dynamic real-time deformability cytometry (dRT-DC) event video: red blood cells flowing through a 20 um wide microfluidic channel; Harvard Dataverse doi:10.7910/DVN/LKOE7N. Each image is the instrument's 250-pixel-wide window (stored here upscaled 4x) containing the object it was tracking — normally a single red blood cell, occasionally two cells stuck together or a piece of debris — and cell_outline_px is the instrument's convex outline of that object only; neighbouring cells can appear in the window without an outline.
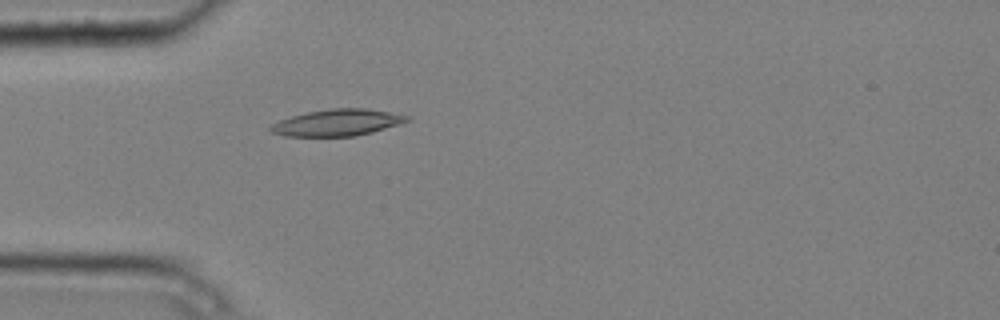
{"species": "common noctule bat (a hibernating species)", "species_latin": "Nyctalus noctula", "temperature_condition": "cold", "stored_images_in_passage": 3, "camera_frame_rate_fps": 3000, "um_per_image_px": 0.085, "animal": {"sex": "male", "body_mass_g": 20.4}, "frame": {"image": 1, "passage_image": 3, "time_ms": 0.667, "image_size_px": [1000, 320], "cell_outline_px": [[408, 120], [372, 132], [352, 136], [284, 136], [272, 132], [268, 128], [272, 124], [280, 120], [292, 116], [308, 112], [332, 108], [368, 108], [408, 116]], "centroid_in_image_um": [28.61, 10.42], "position_along_channel_um": 56.4, "area_um2": 20.69}}